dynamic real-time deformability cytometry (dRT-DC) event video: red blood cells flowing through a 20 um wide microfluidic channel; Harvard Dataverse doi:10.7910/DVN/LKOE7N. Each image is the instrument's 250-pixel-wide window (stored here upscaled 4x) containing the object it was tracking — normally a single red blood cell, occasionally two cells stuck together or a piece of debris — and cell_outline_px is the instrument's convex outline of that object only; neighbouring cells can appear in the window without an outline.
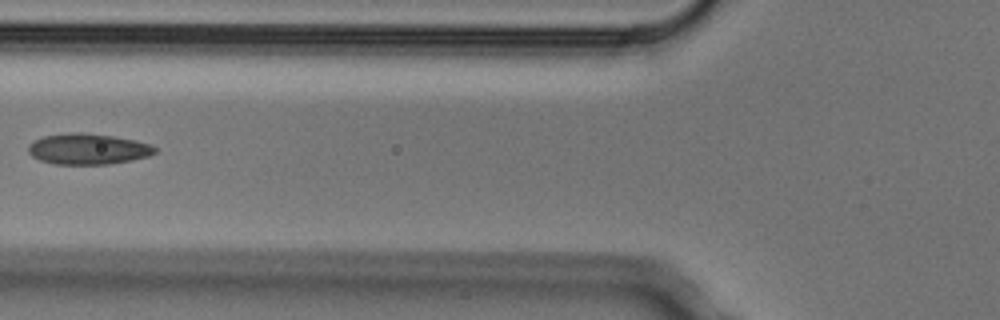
{"species": "Egyptian fruit bat (a non-hibernating species)", "species_latin": "Rousettus aegyptiacus", "temperature_condition": "cold", "stored_images_in_passage": 4, "camera_frame_rate_fps": 3000, "um_per_image_px": 0.085, "animal": {"sex": "male"}, "frame": {"image": 1, "passage_image": 4, "time_ms": 1.0, "image_size_px": [1000, 320], "cell_outline_px": [[156, 152], [148, 156], [132, 160], [108, 164], [56, 164], [40, 160], [32, 156], [28, 152], [28, 144], [44, 136], [72, 132], [80, 132], [112, 136], [136, 140], [152, 144], [156, 148]], "centroid_in_image_um": [7.49, 12.66], "position_along_channel_um": 118.3, "area_um2": 22.72}}